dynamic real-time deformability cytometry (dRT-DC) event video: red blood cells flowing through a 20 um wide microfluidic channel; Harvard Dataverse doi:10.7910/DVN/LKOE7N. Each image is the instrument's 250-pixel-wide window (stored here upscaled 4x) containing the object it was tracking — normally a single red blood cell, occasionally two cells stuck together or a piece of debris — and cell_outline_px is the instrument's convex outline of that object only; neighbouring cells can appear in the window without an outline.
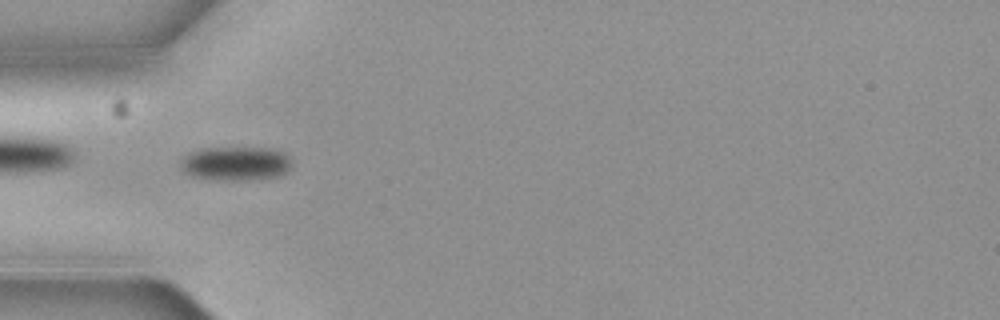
{"species": "common noctule bat (a hibernating species)", "species_latin": "Nyctalus noctula", "temperature_condition": "cold", "stored_images_in_passage": 2, "camera_frame_rate_fps": 3000, "um_per_image_px": 0.085, "animal": {"sex": "female", "body_mass_g": 19.3, "forearm_length_mm": 54.1}, "frame": {"image": 1, "passage_image": 1, "time_ms": 0.0, "image_size_px": [1000, 320], "cell_outline_px": [[288, 168], [280, 176], [244, 180], [224, 180], [192, 176], [184, 172], [180, 168], [180, 160], [188, 152], [200, 148], [268, 148], [284, 152], [288, 156]], "centroid_in_image_um": [19.95, 13.89], "position_along_channel_um": 65.0, "area_um2": 21.85}}